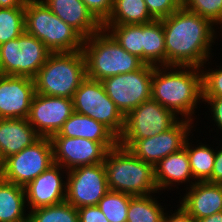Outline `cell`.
<instances>
[{
	"label": "cell",
	"mask_w": 222,
	"mask_h": 222,
	"mask_svg": "<svg viewBox=\"0 0 222 222\" xmlns=\"http://www.w3.org/2000/svg\"><path fill=\"white\" fill-rule=\"evenodd\" d=\"M79 222H109L104 213L97 206L78 208Z\"/></svg>",
	"instance_id": "obj_37"
},
{
	"label": "cell",
	"mask_w": 222,
	"mask_h": 222,
	"mask_svg": "<svg viewBox=\"0 0 222 222\" xmlns=\"http://www.w3.org/2000/svg\"><path fill=\"white\" fill-rule=\"evenodd\" d=\"M207 182L222 184V148L216 153L212 175Z\"/></svg>",
	"instance_id": "obj_39"
},
{
	"label": "cell",
	"mask_w": 222,
	"mask_h": 222,
	"mask_svg": "<svg viewBox=\"0 0 222 222\" xmlns=\"http://www.w3.org/2000/svg\"><path fill=\"white\" fill-rule=\"evenodd\" d=\"M132 195L109 190L99 201L98 207L109 222H127L129 202Z\"/></svg>",
	"instance_id": "obj_31"
},
{
	"label": "cell",
	"mask_w": 222,
	"mask_h": 222,
	"mask_svg": "<svg viewBox=\"0 0 222 222\" xmlns=\"http://www.w3.org/2000/svg\"><path fill=\"white\" fill-rule=\"evenodd\" d=\"M55 164L74 168L103 163L107 152L118 143H99L86 138L51 136Z\"/></svg>",
	"instance_id": "obj_13"
},
{
	"label": "cell",
	"mask_w": 222,
	"mask_h": 222,
	"mask_svg": "<svg viewBox=\"0 0 222 222\" xmlns=\"http://www.w3.org/2000/svg\"><path fill=\"white\" fill-rule=\"evenodd\" d=\"M202 72V97H222V68Z\"/></svg>",
	"instance_id": "obj_34"
},
{
	"label": "cell",
	"mask_w": 222,
	"mask_h": 222,
	"mask_svg": "<svg viewBox=\"0 0 222 222\" xmlns=\"http://www.w3.org/2000/svg\"><path fill=\"white\" fill-rule=\"evenodd\" d=\"M62 169L61 165L54 163L24 187L31 210L65 202L67 183L62 180Z\"/></svg>",
	"instance_id": "obj_16"
},
{
	"label": "cell",
	"mask_w": 222,
	"mask_h": 222,
	"mask_svg": "<svg viewBox=\"0 0 222 222\" xmlns=\"http://www.w3.org/2000/svg\"><path fill=\"white\" fill-rule=\"evenodd\" d=\"M25 31L42 41L52 53L82 50L84 38L42 0L26 1Z\"/></svg>",
	"instance_id": "obj_6"
},
{
	"label": "cell",
	"mask_w": 222,
	"mask_h": 222,
	"mask_svg": "<svg viewBox=\"0 0 222 222\" xmlns=\"http://www.w3.org/2000/svg\"><path fill=\"white\" fill-rule=\"evenodd\" d=\"M67 173L65 201L77 209L97 206L109 191L104 163L80 166Z\"/></svg>",
	"instance_id": "obj_11"
},
{
	"label": "cell",
	"mask_w": 222,
	"mask_h": 222,
	"mask_svg": "<svg viewBox=\"0 0 222 222\" xmlns=\"http://www.w3.org/2000/svg\"><path fill=\"white\" fill-rule=\"evenodd\" d=\"M161 21L165 37L166 66H204L210 57L211 43L216 37L212 27L214 24L183 7Z\"/></svg>",
	"instance_id": "obj_1"
},
{
	"label": "cell",
	"mask_w": 222,
	"mask_h": 222,
	"mask_svg": "<svg viewBox=\"0 0 222 222\" xmlns=\"http://www.w3.org/2000/svg\"><path fill=\"white\" fill-rule=\"evenodd\" d=\"M74 112L89 116L106 126L117 138L124 130L125 116L106 94L101 81L86 79L72 98Z\"/></svg>",
	"instance_id": "obj_7"
},
{
	"label": "cell",
	"mask_w": 222,
	"mask_h": 222,
	"mask_svg": "<svg viewBox=\"0 0 222 222\" xmlns=\"http://www.w3.org/2000/svg\"><path fill=\"white\" fill-rule=\"evenodd\" d=\"M23 186L0 179V222H28Z\"/></svg>",
	"instance_id": "obj_23"
},
{
	"label": "cell",
	"mask_w": 222,
	"mask_h": 222,
	"mask_svg": "<svg viewBox=\"0 0 222 222\" xmlns=\"http://www.w3.org/2000/svg\"><path fill=\"white\" fill-rule=\"evenodd\" d=\"M35 94L32 78L0 75V119H27Z\"/></svg>",
	"instance_id": "obj_15"
},
{
	"label": "cell",
	"mask_w": 222,
	"mask_h": 222,
	"mask_svg": "<svg viewBox=\"0 0 222 222\" xmlns=\"http://www.w3.org/2000/svg\"><path fill=\"white\" fill-rule=\"evenodd\" d=\"M153 65L144 64L140 69L103 79L106 94L126 116L142 102L151 98Z\"/></svg>",
	"instance_id": "obj_9"
},
{
	"label": "cell",
	"mask_w": 222,
	"mask_h": 222,
	"mask_svg": "<svg viewBox=\"0 0 222 222\" xmlns=\"http://www.w3.org/2000/svg\"><path fill=\"white\" fill-rule=\"evenodd\" d=\"M162 68L153 66L151 98L176 115L180 114L185 119L193 121L191 118L193 110L197 107L198 100L202 99L201 68L195 66H162ZM169 69L171 70L166 72Z\"/></svg>",
	"instance_id": "obj_2"
},
{
	"label": "cell",
	"mask_w": 222,
	"mask_h": 222,
	"mask_svg": "<svg viewBox=\"0 0 222 222\" xmlns=\"http://www.w3.org/2000/svg\"><path fill=\"white\" fill-rule=\"evenodd\" d=\"M143 62L153 66H166L165 37L161 20L143 24Z\"/></svg>",
	"instance_id": "obj_24"
},
{
	"label": "cell",
	"mask_w": 222,
	"mask_h": 222,
	"mask_svg": "<svg viewBox=\"0 0 222 222\" xmlns=\"http://www.w3.org/2000/svg\"><path fill=\"white\" fill-rule=\"evenodd\" d=\"M18 38L0 45V75L17 76Z\"/></svg>",
	"instance_id": "obj_33"
},
{
	"label": "cell",
	"mask_w": 222,
	"mask_h": 222,
	"mask_svg": "<svg viewBox=\"0 0 222 222\" xmlns=\"http://www.w3.org/2000/svg\"><path fill=\"white\" fill-rule=\"evenodd\" d=\"M105 29L84 39L82 52L86 62V76L102 81L118 74L140 69L145 63L130 54Z\"/></svg>",
	"instance_id": "obj_4"
},
{
	"label": "cell",
	"mask_w": 222,
	"mask_h": 222,
	"mask_svg": "<svg viewBox=\"0 0 222 222\" xmlns=\"http://www.w3.org/2000/svg\"><path fill=\"white\" fill-rule=\"evenodd\" d=\"M94 17L103 24L111 14L113 0H82Z\"/></svg>",
	"instance_id": "obj_36"
},
{
	"label": "cell",
	"mask_w": 222,
	"mask_h": 222,
	"mask_svg": "<svg viewBox=\"0 0 222 222\" xmlns=\"http://www.w3.org/2000/svg\"><path fill=\"white\" fill-rule=\"evenodd\" d=\"M172 216H164V222H195L194 218L180 206Z\"/></svg>",
	"instance_id": "obj_40"
},
{
	"label": "cell",
	"mask_w": 222,
	"mask_h": 222,
	"mask_svg": "<svg viewBox=\"0 0 222 222\" xmlns=\"http://www.w3.org/2000/svg\"><path fill=\"white\" fill-rule=\"evenodd\" d=\"M62 21L75 29L84 39L99 32L102 24L82 0H42Z\"/></svg>",
	"instance_id": "obj_18"
},
{
	"label": "cell",
	"mask_w": 222,
	"mask_h": 222,
	"mask_svg": "<svg viewBox=\"0 0 222 222\" xmlns=\"http://www.w3.org/2000/svg\"><path fill=\"white\" fill-rule=\"evenodd\" d=\"M189 139L185 141V150L187 151L190 163L191 173L197 182H206L211 178L216 152L207 145L191 148Z\"/></svg>",
	"instance_id": "obj_28"
},
{
	"label": "cell",
	"mask_w": 222,
	"mask_h": 222,
	"mask_svg": "<svg viewBox=\"0 0 222 222\" xmlns=\"http://www.w3.org/2000/svg\"><path fill=\"white\" fill-rule=\"evenodd\" d=\"M40 137L27 119H0V153L4 160L32 145Z\"/></svg>",
	"instance_id": "obj_19"
},
{
	"label": "cell",
	"mask_w": 222,
	"mask_h": 222,
	"mask_svg": "<svg viewBox=\"0 0 222 222\" xmlns=\"http://www.w3.org/2000/svg\"><path fill=\"white\" fill-rule=\"evenodd\" d=\"M27 0H0V8L25 7Z\"/></svg>",
	"instance_id": "obj_41"
},
{
	"label": "cell",
	"mask_w": 222,
	"mask_h": 222,
	"mask_svg": "<svg viewBox=\"0 0 222 222\" xmlns=\"http://www.w3.org/2000/svg\"><path fill=\"white\" fill-rule=\"evenodd\" d=\"M144 0H113V8L102 25L144 24L153 21Z\"/></svg>",
	"instance_id": "obj_25"
},
{
	"label": "cell",
	"mask_w": 222,
	"mask_h": 222,
	"mask_svg": "<svg viewBox=\"0 0 222 222\" xmlns=\"http://www.w3.org/2000/svg\"><path fill=\"white\" fill-rule=\"evenodd\" d=\"M188 189L180 204L194 221L222 211V184L195 181Z\"/></svg>",
	"instance_id": "obj_17"
},
{
	"label": "cell",
	"mask_w": 222,
	"mask_h": 222,
	"mask_svg": "<svg viewBox=\"0 0 222 222\" xmlns=\"http://www.w3.org/2000/svg\"><path fill=\"white\" fill-rule=\"evenodd\" d=\"M154 20H161L182 7V0H144Z\"/></svg>",
	"instance_id": "obj_35"
},
{
	"label": "cell",
	"mask_w": 222,
	"mask_h": 222,
	"mask_svg": "<svg viewBox=\"0 0 222 222\" xmlns=\"http://www.w3.org/2000/svg\"><path fill=\"white\" fill-rule=\"evenodd\" d=\"M202 101L209 103L213 114V120L222 131V97H202Z\"/></svg>",
	"instance_id": "obj_38"
},
{
	"label": "cell",
	"mask_w": 222,
	"mask_h": 222,
	"mask_svg": "<svg viewBox=\"0 0 222 222\" xmlns=\"http://www.w3.org/2000/svg\"><path fill=\"white\" fill-rule=\"evenodd\" d=\"M52 164L53 147L50 137H40L32 145L4 160L1 178L25 187Z\"/></svg>",
	"instance_id": "obj_8"
},
{
	"label": "cell",
	"mask_w": 222,
	"mask_h": 222,
	"mask_svg": "<svg viewBox=\"0 0 222 222\" xmlns=\"http://www.w3.org/2000/svg\"><path fill=\"white\" fill-rule=\"evenodd\" d=\"M195 222H222V211L217 212L209 217L195 220Z\"/></svg>",
	"instance_id": "obj_42"
},
{
	"label": "cell",
	"mask_w": 222,
	"mask_h": 222,
	"mask_svg": "<svg viewBox=\"0 0 222 222\" xmlns=\"http://www.w3.org/2000/svg\"><path fill=\"white\" fill-rule=\"evenodd\" d=\"M192 121L182 119L170 129L144 139H118V144L128 148L137 158L155 166L161 159L184 147ZM191 126V127H190Z\"/></svg>",
	"instance_id": "obj_10"
},
{
	"label": "cell",
	"mask_w": 222,
	"mask_h": 222,
	"mask_svg": "<svg viewBox=\"0 0 222 222\" xmlns=\"http://www.w3.org/2000/svg\"><path fill=\"white\" fill-rule=\"evenodd\" d=\"M3 166H4V159H3V157H2V155H1V153H0V170L2 171V169H3Z\"/></svg>",
	"instance_id": "obj_43"
},
{
	"label": "cell",
	"mask_w": 222,
	"mask_h": 222,
	"mask_svg": "<svg viewBox=\"0 0 222 222\" xmlns=\"http://www.w3.org/2000/svg\"><path fill=\"white\" fill-rule=\"evenodd\" d=\"M52 136L86 138L99 143H118V138L102 123L74 112L58 133Z\"/></svg>",
	"instance_id": "obj_22"
},
{
	"label": "cell",
	"mask_w": 222,
	"mask_h": 222,
	"mask_svg": "<svg viewBox=\"0 0 222 222\" xmlns=\"http://www.w3.org/2000/svg\"><path fill=\"white\" fill-rule=\"evenodd\" d=\"M28 222H79L78 210L66 201L31 210Z\"/></svg>",
	"instance_id": "obj_29"
},
{
	"label": "cell",
	"mask_w": 222,
	"mask_h": 222,
	"mask_svg": "<svg viewBox=\"0 0 222 222\" xmlns=\"http://www.w3.org/2000/svg\"><path fill=\"white\" fill-rule=\"evenodd\" d=\"M182 7L218 24L222 19V0H182Z\"/></svg>",
	"instance_id": "obj_32"
},
{
	"label": "cell",
	"mask_w": 222,
	"mask_h": 222,
	"mask_svg": "<svg viewBox=\"0 0 222 222\" xmlns=\"http://www.w3.org/2000/svg\"><path fill=\"white\" fill-rule=\"evenodd\" d=\"M17 76L34 78L52 53L42 41L24 31L18 37Z\"/></svg>",
	"instance_id": "obj_20"
},
{
	"label": "cell",
	"mask_w": 222,
	"mask_h": 222,
	"mask_svg": "<svg viewBox=\"0 0 222 222\" xmlns=\"http://www.w3.org/2000/svg\"><path fill=\"white\" fill-rule=\"evenodd\" d=\"M109 190L132 196L158 191L154 166L137 158L128 148L117 144L104 159Z\"/></svg>",
	"instance_id": "obj_3"
},
{
	"label": "cell",
	"mask_w": 222,
	"mask_h": 222,
	"mask_svg": "<svg viewBox=\"0 0 222 222\" xmlns=\"http://www.w3.org/2000/svg\"><path fill=\"white\" fill-rule=\"evenodd\" d=\"M102 28L111 32L123 49L143 61V24L102 25Z\"/></svg>",
	"instance_id": "obj_26"
},
{
	"label": "cell",
	"mask_w": 222,
	"mask_h": 222,
	"mask_svg": "<svg viewBox=\"0 0 222 222\" xmlns=\"http://www.w3.org/2000/svg\"><path fill=\"white\" fill-rule=\"evenodd\" d=\"M155 182L158 192L165 188L172 187L173 182L181 184L194 179L190 169L189 157L185 150V144L182 149L161 159L155 166Z\"/></svg>",
	"instance_id": "obj_21"
},
{
	"label": "cell",
	"mask_w": 222,
	"mask_h": 222,
	"mask_svg": "<svg viewBox=\"0 0 222 222\" xmlns=\"http://www.w3.org/2000/svg\"><path fill=\"white\" fill-rule=\"evenodd\" d=\"M164 209L152 196H132L129 202L127 222H164Z\"/></svg>",
	"instance_id": "obj_27"
},
{
	"label": "cell",
	"mask_w": 222,
	"mask_h": 222,
	"mask_svg": "<svg viewBox=\"0 0 222 222\" xmlns=\"http://www.w3.org/2000/svg\"><path fill=\"white\" fill-rule=\"evenodd\" d=\"M73 113L72 98L36 93L27 120L41 137H51L59 132Z\"/></svg>",
	"instance_id": "obj_14"
},
{
	"label": "cell",
	"mask_w": 222,
	"mask_h": 222,
	"mask_svg": "<svg viewBox=\"0 0 222 222\" xmlns=\"http://www.w3.org/2000/svg\"><path fill=\"white\" fill-rule=\"evenodd\" d=\"M177 115L150 98L125 116L124 130L118 139L150 138L173 127Z\"/></svg>",
	"instance_id": "obj_12"
},
{
	"label": "cell",
	"mask_w": 222,
	"mask_h": 222,
	"mask_svg": "<svg viewBox=\"0 0 222 222\" xmlns=\"http://www.w3.org/2000/svg\"><path fill=\"white\" fill-rule=\"evenodd\" d=\"M86 77L85 57L80 50L51 53L33 80L38 94L73 98Z\"/></svg>",
	"instance_id": "obj_5"
},
{
	"label": "cell",
	"mask_w": 222,
	"mask_h": 222,
	"mask_svg": "<svg viewBox=\"0 0 222 222\" xmlns=\"http://www.w3.org/2000/svg\"><path fill=\"white\" fill-rule=\"evenodd\" d=\"M25 31V7L0 8V45Z\"/></svg>",
	"instance_id": "obj_30"
}]
</instances>
